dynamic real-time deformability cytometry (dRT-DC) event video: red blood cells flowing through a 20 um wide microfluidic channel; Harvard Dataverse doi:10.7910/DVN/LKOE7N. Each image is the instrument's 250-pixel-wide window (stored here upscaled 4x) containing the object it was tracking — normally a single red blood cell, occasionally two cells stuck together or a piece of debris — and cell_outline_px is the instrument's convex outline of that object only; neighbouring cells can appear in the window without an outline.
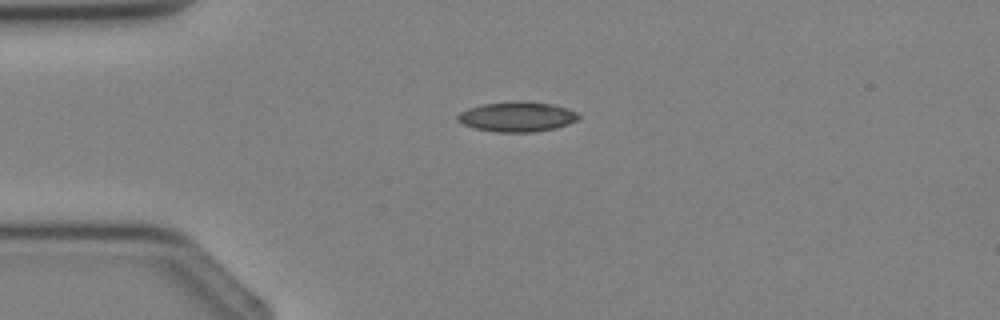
{"species": "Egyptian fruit bat (a non-hibernating species)", "species_latin": "Rousettus aegyptiacus", "temperature_condition": "cold", "stored_images_in_passage": 1, "camera_frame_rate_fps": 3000, "um_per_image_px": 0.085, "animal": {"sex": "female"}, "frame": {"image": 1, "passage_image": 1, "time_ms": 0.0, "image_size_px": [1000, 320], "cell_outline_px": [[580, 120], [556, 128], [536, 132], [496, 132], [476, 128], [464, 124], [456, 120], [456, 116], [460, 112], [468, 108], [480, 104], [520, 100], [524, 100], [552, 104], [576, 112], [580, 116]], "centroid_in_image_um": [43.95, 9.91], "position_along_channel_um": 41.0, "area_um2": 21.33}}